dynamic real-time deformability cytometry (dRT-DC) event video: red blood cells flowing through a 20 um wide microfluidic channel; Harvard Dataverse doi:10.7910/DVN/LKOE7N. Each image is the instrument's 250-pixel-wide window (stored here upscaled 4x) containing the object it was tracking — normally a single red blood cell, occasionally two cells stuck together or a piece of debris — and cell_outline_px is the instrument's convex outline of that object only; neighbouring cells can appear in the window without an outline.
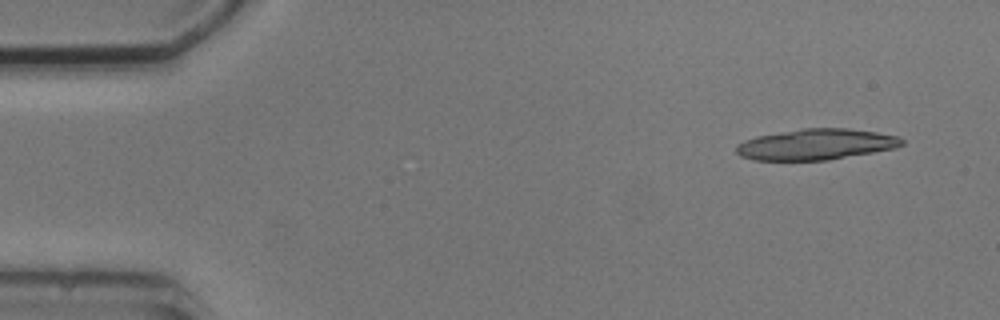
{"species": "common noctule bat (a hibernating species)", "species_latin": "Nyctalus noctula", "temperature_condition": "cold", "stored_images_in_passage": 9, "segment_of_instrument_passage": [1, 2], "camera_frame_rate_fps": 3000, "um_per_image_px": 0.085, "animal": {"sex": "male", "body_mass_g": 20.5, "forearm_length_mm": 52.5}, "frame": {"image": 1, "passage_image": 1, "time_ms": 0.0, "image_size_px": [1000, 320], "cell_outline_px": [[904, 144], [896, 148], [828, 160], [752, 160], [740, 156], [736, 152], [736, 144], [744, 140], [756, 136], [804, 128], [848, 128], [876, 132], [900, 136], [904, 140]], "centroid_in_image_um": [69.37, 12.27], "position_along_channel_um": 15.6, "area_um2": 29.94}}